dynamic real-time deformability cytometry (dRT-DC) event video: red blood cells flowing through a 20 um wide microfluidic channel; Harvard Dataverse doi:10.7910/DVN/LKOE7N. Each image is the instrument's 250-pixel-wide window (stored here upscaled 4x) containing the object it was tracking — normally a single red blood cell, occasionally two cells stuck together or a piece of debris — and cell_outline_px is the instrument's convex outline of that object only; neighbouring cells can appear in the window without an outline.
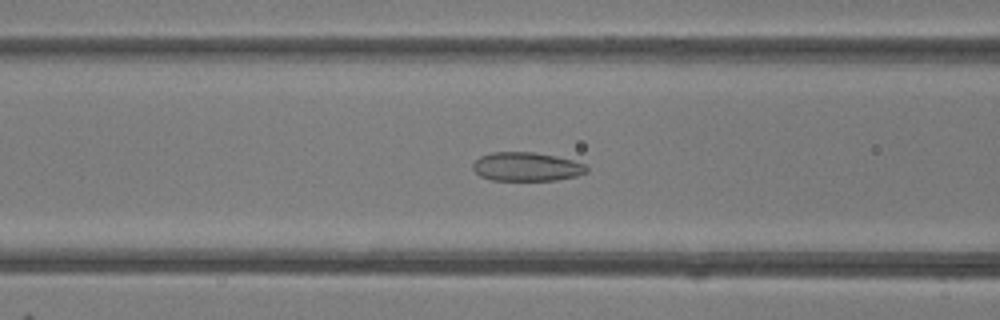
{"species": "common noctule bat (a hibernating species)", "species_latin": "Nyctalus noctula", "temperature_condition": "room temperature", "stored_images_in_passage": 46, "segment_of_instrument_passage": [1, 2], "camera_frame_rate_fps": 3000, "um_per_image_px": 0.085, "animal": {"sex": "female"}, "frame": {"image": 1, "passage_image": 16, "time_ms": 5.0, "image_size_px": [1000, 320], "cell_outline_px": [[588, 172], [576, 176], [556, 180], [492, 180], [480, 176], [472, 168], [472, 164], [480, 156], [492, 152], [532, 152], [556, 156], [588, 164]], "centroid_in_image_um": [44.78, 14.17], "position_along_channel_um": 121.8, "area_um2": 19.19}}
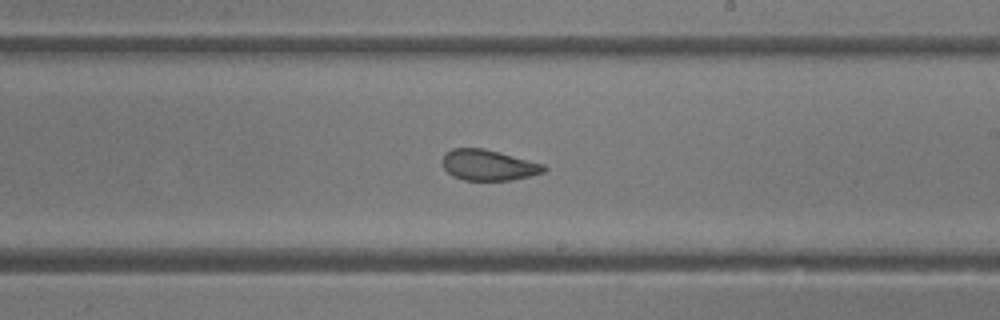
{"frame": {"image": 2, "passage_image": 25, "time_ms": 8.0, "image_size_px": [1000, 320], "cell_outline_px": [[548, 168], [544, 172], [512, 180], [464, 180], [452, 176], [444, 168], [440, 160], [444, 152], [452, 148], [484, 148], [500, 152], [544, 164]], "centroid_in_image_um": [41.47, 14.02], "position_along_channel_um": 247.5, "area_um2": 18.38}}
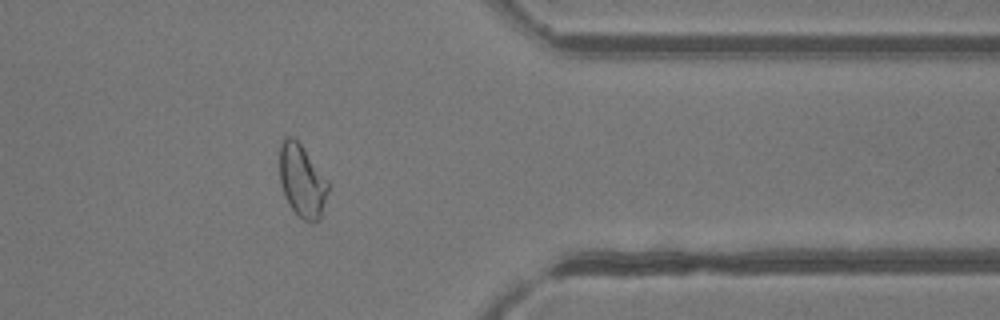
{"frame": {"image": 3, "passage_image": 36, "time_ms": 11.667, "image_size_px": [1000, 320], "cell_outline_px": [[328, 192], [320, 220], [304, 220], [292, 208], [284, 196], [280, 184], [280, 144], [284, 136], [292, 136], [300, 144], [328, 180]], "centroid_in_image_um": [25.66, 15.35], "position_along_channel_um": 385.7, "area_um2": 20.29}}